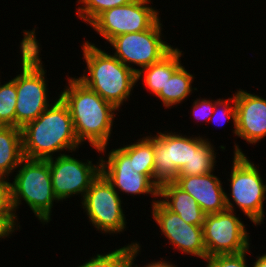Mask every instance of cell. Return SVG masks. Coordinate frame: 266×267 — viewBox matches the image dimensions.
<instances>
[{"mask_svg": "<svg viewBox=\"0 0 266 267\" xmlns=\"http://www.w3.org/2000/svg\"><path fill=\"white\" fill-rule=\"evenodd\" d=\"M66 78L63 90L55 95L67 105L79 143L82 146L88 143L95 153L99 152L113 141L111 135L113 128L117 127L114 124L120 110L85 86L75 75Z\"/></svg>", "mask_w": 266, "mask_h": 267, "instance_id": "obj_1", "label": "cell"}, {"mask_svg": "<svg viewBox=\"0 0 266 267\" xmlns=\"http://www.w3.org/2000/svg\"><path fill=\"white\" fill-rule=\"evenodd\" d=\"M22 31L23 38L18 46L20 52H17L20 55V68L16 72L15 109V127L20 129L37 119L59 97L49 96V78L42 61V45L37 39V28L34 26L32 30Z\"/></svg>", "mask_w": 266, "mask_h": 267, "instance_id": "obj_2", "label": "cell"}, {"mask_svg": "<svg viewBox=\"0 0 266 267\" xmlns=\"http://www.w3.org/2000/svg\"><path fill=\"white\" fill-rule=\"evenodd\" d=\"M21 131L23 155L27 159L47 160L83 147L76 137L69 109L60 97Z\"/></svg>", "mask_w": 266, "mask_h": 267, "instance_id": "obj_3", "label": "cell"}, {"mask_svg": "<svg viewBox=\"0 0 266 267\" xmlns=\"http://www.w3.org/2000/svg\"><path fill=\"white\" fill-rule=\"evenodd\" d=\"M80 46L86 66L82 74L75 77L122 111L121 107L129 103L134 88H137L136 73L105 50L106 45L101 49V45L96 46V42L88 39Z\"/></svg>", "mask_w": 266, "mask_h": 267, "instance_id": "obj_4", "label": "cell"}, {"mask_svg": "<svg viewBox=\"0 0 266 267\" xmlns=\"http://www.w3.org/2000/svg\"><path fill=\"white\" fill-rule=\"evenodd\" d=\"M236 142L235 140L232 151L233 160L230 161L231 171L227 172L229 175H225L230 192L225 191L226 207L227 210L234 212L241 210L240 212L244 213L243 216L245 215L253 226H261L264 224L266 214L264 211L266 178L261 174L259 163L256 165L246 156L240 144Z\"/></svg>", "mask_w": 266, "mask_h": 267, "instance_id": "obj_5", "label": "cell"}, {"mask_svg": "<svg viewBox=\"0 0 266 267\" xmlns=\"http://www.w3.org/2000/svg\"><path fill=\"white\" fill-rule=\"evenodd\" d=\"M15 172L9 183L11 206L18 222L21 223L17 211L26 204L42 226L48 225L54 215V204L60 203L52 187L48 160L24 158Z\"/></svg>", "mask_w": 266, "mask_h": 267, "instance_id": "obj_6", "label": "cell"}, {"mask_svg": "<svg viewBox=\"0 0 266 267\" xmlns=\"http://www.w3.org/2000/svg\"><path fill=\"white\" fill-rule=\"evenodd\" d=\"M123 200L112 184L100 173L78 206L83 208L86 219L98 231L97 233L116 236L129 230Z\"/></svg>", "mask_w": 266, "mask_h": 267, "instance_id": "obj_7", "label": "cell"}, {"mask_svg": "<svg viewBox=\"0 0 266 267\" xmlns=\"http://www.w3.org/2000/svg\"><path fill=\"white\" fill-rule=\"evenodd\" d=\"M163 27V20L160 18L150 29L114 37L108 43L107 49L111 48L109 52L112 51L125 66L138 73L161 60L175 47L167 42Z\"/></svg>", "mask_w": 266, "mask_h": 267, "instance_id": "obj_8", "label": "cell"}, {"mask_svg": "<svg viewBox=\"0 0 266 267\" xmlns=\"http://www.w3.org/2000/svg\"><path fill=\"white\" fill-rule=\"evenodd\" d=\"M79 151L72 154H63L47 159L49 162L52 187L56 198L63 203L72 197H81L82 201L86 191L91 187L92 182L101 173V154L95 159L78 158ZM76 157H75V155Z\"/></svg>", "mask_w": 266, "mask_h": 267, "instance_id": "obj_9", "label": "cell"}, {"mask_svg": "<svg viewBox=\"0 0 266 267\" xmlns=\"http://www.w3.org/2000/svg\"><path fill=\"white\" fill-rule=\"evenodd\" d=\"M152 0H133L130 3L108 9L89 26L108 44L114 37L150 29L160 18V9ZM160 15V16H159Z\"/></svg>", "mask_w": 266, "mask_h": 267, "instance_id": "obj_10", "label": "cell"}, {"mask_svg": "<svg viewBox=\"0 0 266 267\" xmlns=\"http://www.w3.org/2000/svg\"><path fill=\"white\" fill-rule=\"evenodd\" d=\"M239 215L237 212L226 210L205 216L202 228L207 257L237 254L253 248L247 230L248 224H245Z\"/></svg>", "mask_w": 266, "mask_h": 267, "instance_id": "obj_11", "label": "cell"}, {"mask_svg": "<svg viewBox=\"0 0 266 267\" xmlns=\"http://www.w3.org/2000/svg\"><path fill=\"white\" fill-rule=\"evenodd\" d=\"M115 147L117 146L110 149L109 145L99 150L101 173L121 197L124 194L133 196V198L141 197V195L151 196L153 199H151L150 205L152 206L158 200L159 189L147 175L137 173L131 158L120 147Z\"/></svg>", "mask_w": 266, "mask_h": 267, "instance_id": "obj_12", "label": "cell"}, {"mask_svg": "<svg viewBox=\"0 0 266 267\" xmlns=\"http://www.w3.org/2000/svg\"><path fill=\"white\" fill-rule=\"evenodd\" d=\"M157 131L154 134V171L152 183L161 187L176 182L179 171L192 157V133L172 130ZM175 131V132H174ZM191 135V136H190Z\"/></svg>", "mask_w": 266, "mask_h": 267, "instance_id": "obj_13", "label": "cell"}, {"mask_svg": "<svg viewBox=\"0 0 266 267\" xmlns=\"http://www.w3.org/2000/svg\"><path fill=\"white\" fill-rule=\"evenodd\" d=\"M150 213L153 222L159 227L164 240H168L170 249L182 255L194 256L205 260L207 251L203 240L202 226L186 223L177 213L169 210L159 199L151 206ZM172 246V248H171Z\"/></svg>", "mask_w": 266, "mask_h": 267, "instance_id": "obj_14", "label": "cell"}, {"mask_svg": "<svg viewBox=\"0 0 266 267\" xmlns=\"http://www.w3.org/2000/svg\"><path fill=\"white\" fill-rule=\"evenodd\" d=\"M236 89V136L255 146L266 137V98L243 88Z\"/></svg>", "mask_w": 266, "mask_h": 267, "instance_id": "obj_15", "label": "cell"}, {"mask_svg": "<svg viewBox=\"0 0 266 267\" xmlns=\"http://www.w3.org/2000/svg\"><path fill=\"white\" fill-rule=\"evenodd\" d=\"M218 176L214 172L198 176L178 175L175 184L189 193L206 215L214 214L227 210V188L224 187V180Z\"/></svg>", "mask_w": 266, "mask_h": 267, "instance_id": "obj_16", "label": "cell"}, {"mask_svg": "<svg viewBox=\"0 0 266 267\" xmlns=\"http://www.w3.org/2000/svg\"><path fill=\"white\" fill-rule=\"evenodd\" d=\"M184 54L186 53L176 46L158 62L141 69L136 73V82H139L136 87L141 82L143 90L145 86L146 92L156 97L162 88H165V84L172 74L184 64L181 61Z\"/></svg>", "mask_w": 266, "mask_h": 267, "instance_id": "obj_17", "label": "cell"}, {"mask_svg": "<svg viewBox=\"0 0 266 267\" xmlns=\"http://www.w3.org/2000/svg\"><path fill=\"white\" fill-rule=\"evenodd\" d=\"M158 199L171 211L177 213L186 223L203 226L206 214L196 200L175 183L159 189Z\"/></svg>", "mask_w": 266, "mask_h": 267, "instance_id": "obj_18", "label": "cell"}, {"mask_svg": "<svg viewBox=\"0 0 266 267\" xmlns=\"http://www.w3.org/2000/svg\"><path fill=\"white\" fill-rule=\"evenodd\" d=\"M23 159L21 129L0 125V178L9 180Z\"/></svg>", "mask_w": 266, "mask_h": 267, "instance_id": "obj_19", "label": "cell"}, {"mask_svg": "<svg viewBox=\"0 0 266 267\" xmlns=\"http://www.w3.org/2000/svg\"><path fill=\"white\" fill-rule=\"evenodd\" d=\"M206 134H192V157L179 171V175L198 176L215 172L218 153L216 147ZM217 156V157H216ZM216 167V168H215Z\"/></svg>", "mask_w": 266, "mask_h": 267, "instance_id": "obj_20", "label": "cell"}, {"mask_svg": "<svg viewBox=\"0 0 266 267\" xmlns=\"http://www.w3.org/2000/svg\"><path fill=\"white\" fill-rule=\"evenodd\" d=\"M185 65H181L167 80L165 88H162L160 93L156 96L165 109L177 108L181 104L185 103L189 99L193 92L198 91L197 87H194L195 74L190 73V70L185 68Z\"/></svg>", "mask_w": 266, "mask_h": 267, "instance_id": "obj_21", "label": "cell"}, {"mask_svg": "<svg viewBox=\"0 0 266 267\" xmlns=\"http://www.w3.org/2000/svg\"><path fill=\"white\" fill-rule=\"evenodd\" d=\"M138 135L139 138L134 139L129 144L121 142L119 146L132 160V165L137 173L147 175L151 180L154 171V134ZM142 137V138H141ZM136 140V141H135Z\"/></svg>", "mask_w": 266, "mask_h": 267, "instance_id": "obj_22", "label": "cell"}, {"mask_svg": "<svg viewBox=\"0 0 266 267\" xmlns=\"http://www.w3.org/2000/svg\"><path fill=\"white\" fill-rule=\"evenodd\" d=\"M139 241H131L128 244L114 248L111 252L95 253L87 261L81 263L75 267H129L130 256L132 253V247L139 245Z\"/></svg>", "mask_w": 266, "mask_h": 267, "instance_id": "obj_23", "label": "cell"}, {"mask_svg": "<svg viewBox=\"0 0 266 267\" xmlns=\"http://www.w3.org/2000/svg\"><path fill=\"white\" fill-rule=\"evenodd\" d=\"M1 72V71H0ZM0 74V125L15 126V109H16V76L9 81H2ZM3 83H2V82Z\"/></svg>", "mask_w": 266, "mask_h": 267, "instance_id": "obj_24", "label": "cell"}, {"mask_svg": "<svg viewBox=\"0 0 266 267\" xmlns=\"http://www.w3.org/2000/svg\"><path fill=\"white\" fill-rule=\"evenodd\" d=\"M133 0H76L77 9H75L77 18L90 25L104 11L123 6Z\"/></svg>", "mask_w": 266, "mask_h": 267, "instance_id": "obj_25", "label": "cell"}, {"mask_svg": "<svg viewBox=\"0 0 266 267\" xmlns=\"http://www.w3.org/2000/svg\"><path fill=\"white\" fill-rule=\"evenodd\" d=\"M232 95L229 97L221 98L215 103L213 114L210 117V122L216 126H224L225 124L233 123L232 134L236 137V108H235V93L231 91ZM220 123V124H219ZM219 128V127H218Z\"/></svg>", "mask_w": 266, "mask_h": 267, "instance_id": "obj_26", "label": "cell"}, {"mask_svg": "<svg viewBox=\"0 0 266 267\" xmlns=\"http://www.w3.org/2000/svg\"><path fill=\"white\" fill-rule=\"evenodd\" d=\"M251 249L237 254H220L206 257L204 265L206 267H251V263L248 262L250 258H247L252 254L253 250Z\"/></svg>", "mask_w": 266, "mask_h": 267, "instance_id": "obj_27", "label": "cell"}, {"mask_svg": "<svg viewBox=\"0 0 266 267\" xmlns=\"http://www.w3.org/2000/svg\"><path fill=\"white\" fill-rule=\"evenodd\" d=\"M220 98H217V99H214V98H211L210 97H201L200 94H199V97L198 98H195V100L193 99V103H191L192 107L191 108V113H192V118L193 120H195L198 124L199 121H200V125H201V122L207 124H209V121H210V117L212 116L213 114V110H214V106H215V103L219 100Z\"/></svg>", "mask_w": 266, "mask_h": 267, "instance_id": "obj_28", "label": "cell"}, {"mask_svg": "<svg viewBox=\"0 0 266 267\" xmlns=\"http://www.w3.org/2000/svg\"><path fill=\"white\" fill-rule=\"evenodd\" d=\"M142 247L143 246L141 244L134 245L132 247V253H131V256H130L129 267H178V265L177 264H174V262H172L171 259L168 260L169 258L167 256L161 257V258H159V260L154 259L153 261H150V263L149 262L148 263H145L142 266L140 264L138 265L136 263V261L137 262H139V261L136 258L139 256V254L141 255ZM166 257H167V259H164Z\"/></svg>", "mask_w": 266, "mask_h": 267, "instance_id": "obj_29", "label": "cell"}, {"mask_svg": "<svg viewBox=\"0 0 266 267\" xmlns=\"http://www.w3.org/2000/svg\"><path fill=\"white\" fill-rule=\"evenodd\" d=\"M10 181L0 178V216H15L11 206Z\"/></svg>", "mask_w": 266, "mask_h": 267, "instance_id": "obj_30", "label": "cell"}, {"mask_svg": "<svg viewBox=\"0 0 266 267\" xmlns=\"http://www.w3.org/2000/svg\"><path fill=\"white\" fill-rule=\"evenodd\" d=\"M15 216H0V241L23 229Z\"/></svg>", "mask_w": 266, "mask_h": 267, "instance_id": "obj_31", "label": "cell"}, {"mask_svg": "<svg viewBox=\"0 0 266 267\" xmlns=\"http://www.w3.org/2000/svg\"><path fill=\"white\" fill-rule=\"evenodd\" d=\"M262 254V255H261ZM256 255V260H251V267H266V252ZM254 261V262H253Z\"/></svg>", "mask_w": 266, "mask_h": 267, "instance_id": "obj_32", "label": "cell"}]
</instances>
